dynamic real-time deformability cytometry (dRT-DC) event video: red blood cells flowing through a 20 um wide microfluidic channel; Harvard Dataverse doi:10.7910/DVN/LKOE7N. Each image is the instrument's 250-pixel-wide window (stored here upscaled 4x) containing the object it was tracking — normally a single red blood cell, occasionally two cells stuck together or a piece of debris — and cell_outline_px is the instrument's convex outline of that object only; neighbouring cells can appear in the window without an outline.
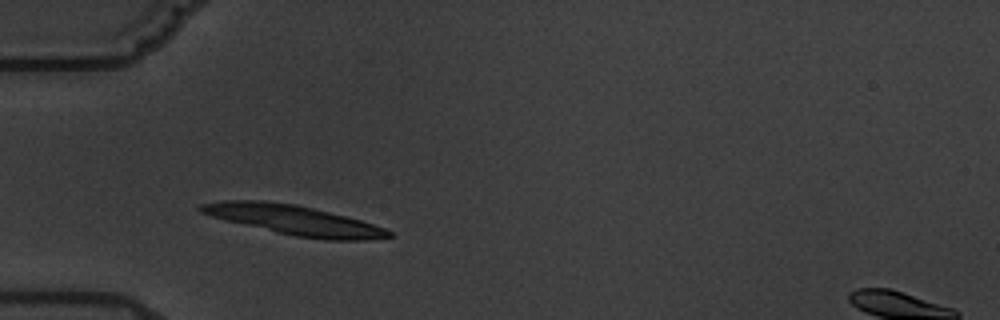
{"species": "common noctule bat (a hibernating species)", "species_latin": "Nyctalus noctula", "temperature_condition": "warm", "stored_images_in_passage": 3, "camera_frame_rate_fps": 3000, "um_per_image_px": 0.085, "animal": {"sex": "male", "body_mass_g": 19.5, "forearm_length_mm": 54.6}, "frame": {"image": 1, "passage_image": 2, "time_ms": 1.333, "image_size_px": [1000, 320], "cell_outline_px": [[392, 236], [364, 240], [324, 240], [296, 236], [276, 232], [224, 220], [200, 212], [196, 208], [200, 204], [220, 200], [264, 200], [296, 204], [360, 220], [384, 228], [392, 232]], "centroid_in_image_um": [24.92, 18.7], "position_along_channel_um": 60.1, "area_um2": 32.31}}